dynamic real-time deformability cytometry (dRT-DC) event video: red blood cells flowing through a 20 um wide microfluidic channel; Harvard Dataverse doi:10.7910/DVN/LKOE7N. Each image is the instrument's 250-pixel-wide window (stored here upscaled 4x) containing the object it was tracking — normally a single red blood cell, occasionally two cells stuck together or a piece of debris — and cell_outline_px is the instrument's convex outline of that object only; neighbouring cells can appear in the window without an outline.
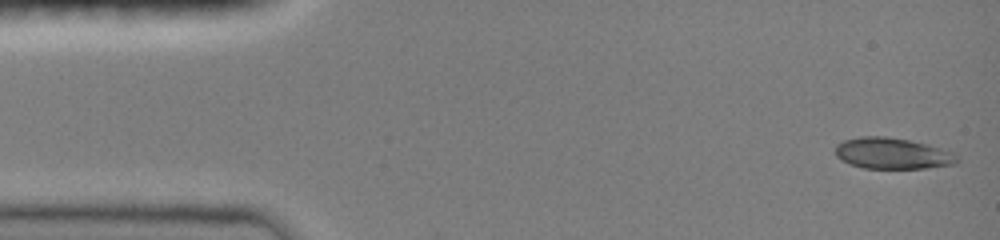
{"species": "common noctule bat (a hibernating species)", "species_latin": "Nyctalus noctula", "temperature_condition": "room temperature", "stored_images_in_passage": 24, "camera_frame_rate_fps": 3000, "um_per_image_px": 0.085, "animal": {"sex": "female", "body_mass_g": 19.0, "forearm_length_mm": 51.5}, "frame": {"image": 1, "passage_image": 1, "time_ms": 0.0, "image_size_px": [1000, 240], "cell_outline_px": [[960, 160], [956, 164], [928, 168], [864, 168], [848, 164], [840, 160], [836, 156], [836, 144], [844, 140], [860, 136], [888, 136], [928, 144], [956, 152]], "centroid_in_image_um": [75.89, 13.04], "position_along_channel_um": 9.1, "area_um2": 22.48}}
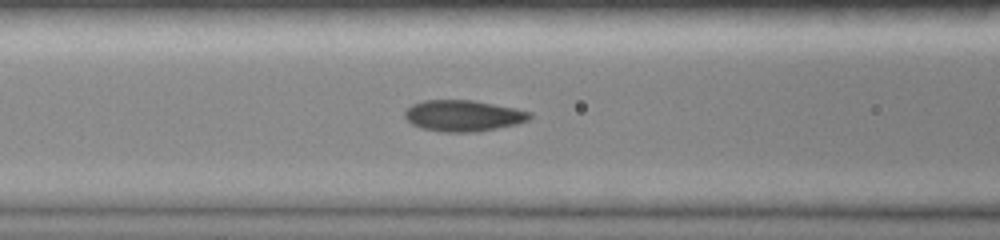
{"frame": {"image": 2, "passage_image": 18, "time_ms": 5.667, "image_size_px": [1000, 240], "cell_outline_px": [[532, 116], [528, 120], [516, 124], [496, 128], [472, 132], [444, 132], [420, 128], [412, 124], [404, 116], [404, 112], [412, 104], [424, 100], [472, 100], [516, 108], [532, 112]], "centroid_in_image_um": [39.37, 9.83], "position_along_channel_um": 127.2, "area_um2": 22.66}}
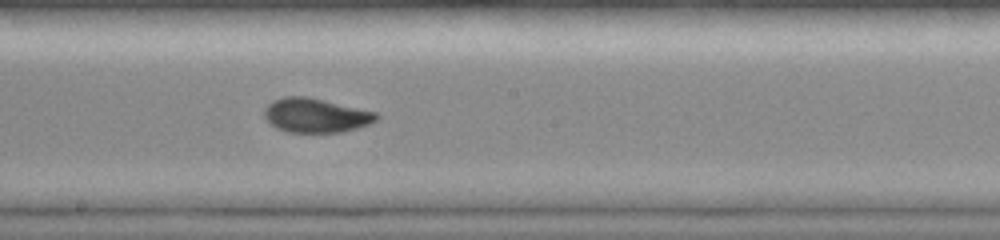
{"frame": {"image": 3, "passage_image": 24, "time_ms": 8.0, "image_size_px": [1000, 240], "cell_outline_px": [[380, 116], [376, 120], [368, 124], [356, 128], [340, 132], [288, 132], [276, 128], [264, 116], [264, 108], [272, 100], [284, 96], [304, 96], [324, 100], [376, 112]], "centroid_in_image_um": [26.81, 9.8], "position_along_channel_um": 221.4, "area_um2": 22.2}}